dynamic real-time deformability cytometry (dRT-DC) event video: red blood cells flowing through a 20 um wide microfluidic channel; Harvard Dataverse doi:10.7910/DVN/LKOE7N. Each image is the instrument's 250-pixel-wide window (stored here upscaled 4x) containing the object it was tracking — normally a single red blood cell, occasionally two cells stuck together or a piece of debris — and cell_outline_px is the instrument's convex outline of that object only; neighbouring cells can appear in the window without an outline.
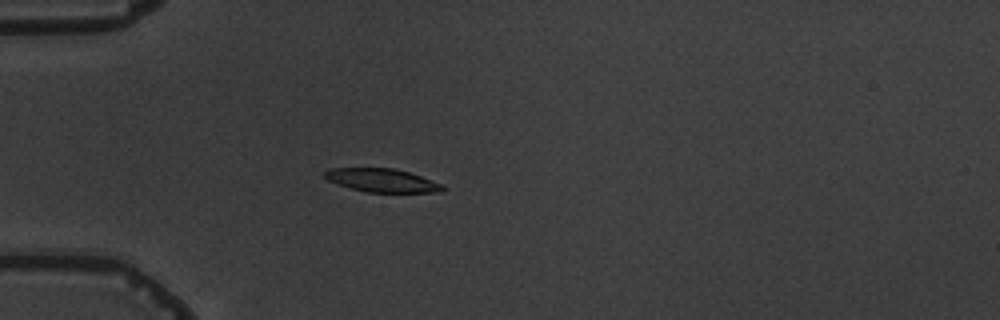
{"species": "common noctule bat (a hibernating species)", "species_latin": "Nyctalus noctula", "temperature_condition": "warm", "stored_images_in_passage": 6, "camera_frame_rate_fps": 3000, "um_per_image_px": 0.085, "animal": {"sex": "male", "body_mass_g": 19.5, "forearm_length_mm": 54.6}, "frame": {"image": 1, "passage_image": 6, "time_ms": 5.667, "image_size_px": [1000, 320], "cell_outline_px": [[444, 188], [440, 192], [368, 192], [352, 188], [328, 180], [324, 176], [324, 172], [328, 168], [392, 168], [408, 172], [444, 184]], "centroid_in_image_um": [32.48, 15.32], "position_along_channel_um": 52.5, "area_um2": 15.84}}